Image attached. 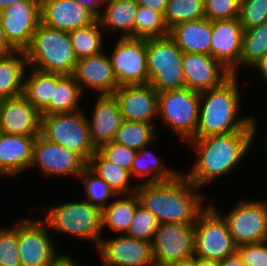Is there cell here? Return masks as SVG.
<instances>
[{
	"mask_svg": "<svg viewBox=\"0 0 267 266\" xmlns=\"http://www.w3.org/2000/svg\"><path fill=\"white\" fill-rule=\"evenodd\" d=\"M241 0H204L205 18L210 21L239 18Z\"/></svg>",
	"mask_w": 267,
	"mask_h": 266,
	"instance_id": "b9f144b4",
	"label": "cell"
},
{
	"mask_svg": "<svg viewBox=\"0 0 267 266\" xmlns=\"http://www.w3.org/2000/svg\"><path fill=\"white\" fill-rule=\"evenodd\" d=\"M136 3L141 6L149 7L162 15L165 13L168 0H136Z\"/></svg>",
	"mask_w": 267,
	"mask_h": 266,
	"instance_id": "bcb514c9",
	"label": "cell"
},
{
	"mask_svg": "<svg viewBox=\"0 0 267 266\" xmlns=\"http://www.w3.org/2000/svg\"><path fill=\"white\" fill-rule=\"evenodd\" d=\"M237 80V74H232L221 85L200 92L198 124L193 139L236 131H255L252 116H238L241 95Z\"/></svg>",
	"mask_w": 267,
	"mask_h": 266,
	"instance_id": "3957f363",
	"label": "cell"
},
{
	"mask_svg": "<svg viewBox=\"0 0 267 266\" xmlns=\"http://www.w3.org/2000/svg\"><path fill=\"white\" fill-rule=\"evenodd\" d=\"M83 92L72 75H63L54 88L53 98L40 112L41 115L69 113L81 110L79 103Z\"/></svg>",
	"mask_w": 267,
	"mask_h": 266,
	"instance_id": "1f68e13d",
	"label": "cell"
},
{
	"mask_svg": "<svg viewBox=\"0 0 267 266\" xmlns=\"http://www.w3.org/2000/svg\"><path fill=\"white\" fill-rule=\"evenodd\" d=\"M264 243L266 244V246H267V237H266V239L264 240Z\"/></svg>",
	"mask_w": 267,
	"mask_h": 266,
	"instance_id": "9f6ffc18",
	"label": "cell"
},
{
	"mask_svg": "<svg viewBox=\"0 0 267 266\" xmlns=\"http://www.w3.org/2000/svg\"><path fill=\"white\" fill-rule=\"evenodd\" d=\"M139 205L140 201L136 193L117 195L115 200L102 210V234L106 226L116 233L126 234Z\"/></svg>",
	"mask_w": 267,
	"mask_h": 266,
	"instance_id": "f546056e",
	"label": "cell"
},
{
	"mask_svg": "<svg viewBox=\"0 0 267 266\" xmlns=\"http://www.w3.org/2000/svg\"><path fill=\"white\" fill-rule=\"evenodd\" d=\"M158 224L155 216L142 205H139L125 235L152 242Z\"/></svg>",
	"mask_w": 267,
	"mask_h": 266,
	"instance_id": "f35d334b",
	"label": "cell"
},
{
	"mask_svg": "<svg viewBox=\"0 0 267 266\" xmlns=\"http://www.w3.org/2000/svg\"><path fill=\"white\" fill-rule=\"evenodd\" d=\"M267 54V22L244 30L240 66L252 67Z\"/></svg>",
	"mask_w": 267,
	"mask_h": 266,
	"instance_id": "e575fe53",
	"label": "cell"
},
{
	"mask_svg": "<svg viewBox=\"0 0 267 266\" xmlns=\"http://www.w3.org/2000/svg\"><path fill=\"white\" fill-rule=\"evenodd\" d=\"M163 18L168 29L182 22L203 19L204 0H168Z\"/></svg>",
	"mask_w": 267,
	"mask_h": 266,
	"instance_id": "d590c367",
	"label": "cell"
},
{
	"mask_svg": "<svg viewBox=\"0 0 267 266\" xmlns=\"http://www.w3.org/2000/svg\"><path fill=\"white\" fill-rule=\"evenodd\" d=\"M78 264L73 260L72 257L65 254L60 256L56 261H54L50 266H77ZM79 266V265H78Z\"/></svg>",
	"mask_w": 267,
	"mask_h": 266,
	"instance_id": "f907efd6",
	"label": "cell"
},
{
	"mask_svg": "<svg viewBox=\"0 0 267 266\" xmlns=\"http://www.w3.org/2000/svg\"><path fill=\"white\" fill-rule=\"evenodd\" d=\"M237 252L245 266H267V246L264 241L240 245Z\"/></svg>",
	"mask_w": 267,
	"mask_h": 266,
	"instance_id": "ee69618b",
	"label": "cell"
},
{
	"mask_svg": "<svg viewBox=\"0 0 267 266\" xmlns=\"http://www.w3.org/2000/svg\"><path fill=\"white\" fill-rule=\"evenodd\" d=\"M97 151L108 161L130 172L137 151L114 141L103 144Z\"/></svg>",
	"mask_w": 267,
	"mask_h": 266,
	"instance_id": "7bdbcfd3",
	"label": "cell"
},
{
	"mask_svg": "<svg viewBox=\"0 0 267 266\" xmlns=\"http://www.w3.org/2000/svg\"><path fill=\"white\" fill-rule=\"evenodd\" d=\"M15 50L8 44L4 30L0 22V55L14 52Z\"/></svg>",
	"mask_w": 267,
	"mask_h": 266,
	"instance_id": "681fc988",
	"label": "cell"
},
{
	"mask_svg": "<svg viewBox=\"0 0 267 266\" xmlns=\"http://www.w3.org/2000/svg\"><path fill=\"white\" fill-rule=\"evenodd\" d=\"M20 1H27V0H0V11Z\"/></svg>",
	"mask_w": 267,
	"mask_h": 266,
	"instance_id": "db71d44e",
	"label": "cell"
},
{
	"mask_svg": "<svg viewBox=\"0 0 267 266\" xmlns=\"http://www.w3.org/2000/svg\"><path fill=\"white\" fill-rule=\"evenodd\" d=\"M219 266H245L239 253L236 251L232 255L227 256L219 261Z\"/></svg>",
	"mask_w": 267,
	"mask_h": 266,
	"instance_id": "7dc6e473",
	"label": "cell"
},
{
	"mask_svg": "<svg viewBox=\"0 0 267 266\" xmlns=\"http://www.w3.org/2000/svg\"><path fill=\"white\" fill-rule=\"evenodd\" d=\"M43 221L50 230L94 242L98 247L102 238V210L85 201L50 205Z\"/></svg>",
	"mask_w": 267,
	"mask_h": 266,
	"instance_id": "5b68a950",
	"label": "cell"
},
{
	"mask_svg": "<svg viewBox=\"0 0 267 266\" xmlns=\"http://www.w3.org/2000/svg\"><path fill=\"white\" fill-rule=\"evenodd\" d=\"M97 253L102 266H154L152 242L135 239L127 235L100 239Z\"/></svg>",
	"mask_w": 267,
	"mask_h": 266,
	"instance_id": "2e32d148",
	"label": "cell"
},
{
	"mask_svg": "<svg viewBox=\"0 0 267 266\" xmlns=\"http://www.w3.org/2000/svg\"><path fill=\"white\" fill-rule=\"evenodd\" d=\"M0 266H21L18 253L17 223L11 228H0Z\"/></svg>",
	"mask_w": 267,
	"mask_h": 266,
	"instance_id": "60d3db41",
	"label": "cell"
},
{
	"mask_svg": "<svg viewBox=\"0 0 267 266\" xmlns=\"http://www.w3.org/2000/svg\"><path fill=\"white\" fill-rule=\"evenodd\" d=\"M123 120L155 124L158 91L151 84L122 85L113 93Z\"/></svg>",
	"mask_w": 267,
	"mask_h": 266,
	"instance_id": "ac0fdd59",
	"label": "cell"
},
{
	"mask_svg": "<svg viewBox=\"0 0 267 266\" xmlns=\"http://www.w3.org/2000/svg\"><path fill=\"white\" fill-rule=\"evenodd\" d=\"M211 24L210 55L236 75L240 66L244 32L239 18L213 20Z\"/></svg>",
	"mask_w": 267,
	"mask_h": 266,
	"instance_id": "e0dca14e",
	"label": "cell"
},
{
	"mask_svg": "<svg viewBox=\"0 0 267 266\" xmlns=\"http://www.w3.org/2000/svg\"><path fill=\"white\" fill-rule=\"evenodd\" d=\"M266 138H264L265 140H264V148H265V150L264 151H266V154H267V135L265 136Z\"/></svg>",
	"mask_w": 267,
	"mask_h": 266,
	"instance_id": "11a10c76",
	"label": "cell"
},
{
	"mask_svg": "<svg viewBox=\"0 0 267 266\" xmlns=\"http://www.w3.org/2000/svg\"><path fill=\"white\" fill-rule=\"evenodd\" d=\"M0 22L8 44L25 51L40 23V0L16 2L0 11Z\"/></svg>",
	"mask_w": 267,
	"mask_h": 266,
	"instance_id": "9a60e30c",
	"label": "cell"
},
{
	"mask_svg": "<svg viewBox=\"0 0 267 266\" xmlns=\"http://www.w3.org/2000/svg\"><path fill=\"white\" fill-rule=\"evenodd\" d=\"M182 172L172 180L137 184L135 193L140 205L149 210L159 224H194L207 208L205 196Z\"/></svg>",
	"mask_w": 267,
	"mask_h": 266,
	"instance_id": "6da1fadb",
	"label": "cell"
},
{
	"mask_svg": "<svg viewBox=\"0 0 267 266\" xmlns=\"http://www.w3.org/2000/svg\"><path fill=\"white\" fill-rule=\"evenodd\" d=\"M209 204L194 223V256L221 261L235 253L237 246L231 237L226 221L217 212L214 203Z\"/></svg>",
	"mask_w": 267,
	"mask_h": 266,
	"instance_id": "9c48e42d",
	"label": "cell"
},
{
	"mask_svg": "<svg viewBox=\"0 0 267 266\" xmlns=\"http://www.w3.org/2000/svg\"><path fill=\"white\" fill-rule=\"evenodd\" d=\"M17 222L18 253L21 266H50L59 255L48 225L42 219Z\"/></svg>",
	"mask_w": 267,
	"mask_h": 266,
	"instance_id": "30bf717a",
	"label": "cell"
},
{
	"mask_svg": "<svg viewBox=\"0 0 267 266\" xmlns=\"http://www.w3.org/2000/svg\"><path fill=\"white\" fill-rule=\"evenodd\" d=\"M200 92L189 88L158 92L157 117L188 143L196 133Z\"/></svg>",
	"mask_w": 267,
	"mask_h": 266,
	"instance_id": "ba28073f",
	"label": "cell"
},
{
	"mask_svg": "<svg viewBox=\"0 0 267 266\" xmlns=\"http://www.w3.org/2000/svg\"><path fill=\"white\" fill-rule=\"evenodd\" d=\"M149 84L158 92L185 88L183 52L169 37L147 39Z\"/></svg>",
	"mask_w": 267,
	"mask_h": 266,
	"instance_id": "8992f818",
	"label": "cell"
},
{
	"mask_svg": "<svg viewBox=\"0 0 267 266\" xmlns=\"http://www.w3.org/2000/svg\"><path fill=\"white\" fill-rule=\"evenodd\" d=\"M41 113L22 94L0 100V132L21 135H40Z\"/></svg>",
	"mask_w": 267,
	"mask_h": 266,
	"instance_id": "d6986e66",
	"label": "cell"
},
{
	"mask_svg": "<svg viewBox=\"0 0 267 266\" xmlns=\"http://www.w3.org/2000/svg\"><path fill=\"white\" fill-rule=\"evenodd\" d=\"M194 224H158L152 241V253L157 266H174L194 256Z\"/></svg>",
	"mask_w": 267,
	"mask_h": 266,
	"instance_id": "4fadbf2b",
	"label": "cell"
},
{
	"mask_svg": "<svg viewBox=\"0 0 267 266\" xmlns=\"http://www.w3.org/2000/svg\"><path fill=\"white\" fill-rule=\"evenodd\" d=\"M156 124H149L138 121L123 120L120 128L116 131L114 142L127 146L130 149L139 151L149 146L159 136L155 127Z\"/></svg>",
	"mask_w": 267,
	"mask_h": 266,
	"instance_id": "d6a6232c",
	"label": "cell"
},
{
	"mask_svg": "<svg viewBox=\"0 0 267 266\" xmlns=\"http://www.w3.org/2000/svg\"><path fill=\"white\" fill-rule=\"evenodd\" d=\"M256 124L253 117L255 131H236L190 140L187 144L195 149L197 158L191 171L184 176L200 189L215 178L232 172L251 148L257 135Z\"/></svg>",
	"mask_w": 267,
	"mask_h": 266,
	"instance_id": "7a4b0ae2",
	"label": "cell"
},
{
	"mask_svg": "<svg viewBox=\"0 0 267 266\" xmlns=\"http://www.w3.org/2000/svg\"><path fill=\"white\" fill-rule=\"evenodd\" d=\"M239 21L243 30L267 22V0H241Z\"/></svg>",
	"mask_w": 267,
	"mask_h": 266,
	"instance_id": "ab89813d",
	"label": "cell"
},
{
	"mask_svg": "<svg viewBox=\"0 0 267 266\" xmlns=\"http://www.w3.org/2000/svg\"><path fill=\"white\" fill-rule=\"evenodd\" d=\"M146 46L144 38L120 36L117 40L109 58L119 86L149 83Z\"/></svg>",
	"mask_w": 267,
	"mask_h": 266,
	"instance_id": "7c38bea8",
	"label": "cell"
},
{
	"mask_svg": "<svg viewBox=\"0 0 267 266\" xmlns=\"http://www.w3.org/2000/svg\"><path fill=\"white\" fill-rule=\"evenodd\" d=\"M26 70L28 64L24 51L0 55V100L23 94Z\"/></svg>",
	"mask_w": 267,
	"mask_h": 266,
	"instance_id": "484cf974",
	"label": "cell"
},
{
	"mask_svg": "<svg viewBox=\"0 0 267 266\" xmlns=\"http://www.w3.org/2000/svg\"><path fill=\"white\" fill-rule=\"evenodd\" d=\"M185 88L203 92L221 85L232 73L210 54L183 53Z\"/></svg>",
	"mask_w": 267,
	"mask_h": 266,
	"instance_id": "ffe728a7",
	"label": "cell"
},
{
	"mask_svg": "<svg viewBox=\"0 0 267 266\" xmlns=\"http://www.w3.org/2000/svg\"><path fill=\"white\" fill-rule=\"evenodd\" d=\"M199 266H219V261L199 258Z\"/></svg>",
	"mask_w": 267,
	"mask_h": 266,
	"instance_id": "f5cc1de1",
	"label": "cell"
},
{
	"mask_svg": "<svg viewBox=\"0 0 267 266\" xmlns=\"http://www.w3.org/2000/svg\"><path fill=\"white\" fill-rule=\"evenodd\" d=\"M102 8L98 18L102 28L111 32L123 31L121 37H135L136 0H108Z\"/></svg>",
	"mask_w": 267,
	"mask_h": 266,
	"instance_id": "4316f807",
	"label": "cell"
},
{
	"mask_svg": "<svg viewBox=\"0 0 267 266\" xmlns=\"http://www.w3.org/2000/svg\"><path fill=\"white\" fill-rule=\"evenodd\" d=\"M96 19L76 0H40V23L50 28L71 32Z\"/></svg>",
	"mask_w": 267,
	"mask_h": 266,
	"instance_id": "7402d4cb",
	"label": "cell"
},
{
	"mask_svg": "<svg viewBox=\"0 0 267 266\" xmlns=\"http://www.w3.org/2000/svg\"><path fill=\"white\" fill-rule=\"evenodd\" d=\"M174 266H199V258L192 256L176 263Z\"/></svg>",
	"mask_w": 267,
	"mask_h": 266,
	"instance_id": "816d5d0a",
	"label": "cell"
},
{
	"mask_svg": "<svg viewBox=\"0 0 267 266\" xmlns=\"http://www.w3.org/2000/svg\"><path fill=\"white\" fill-rule=\"evenodd\" d=\"M83 112L41 115L40 135L78 153L88 162L97 149L91 142L87 116Z\"/></svg>",
	"mask_w": 267,
	"mask_h": 266,
	"instance_id": "52a82bcc",
	"label": "cell"
},
{
	"mask_svg": "<svg viewBox=\"0 0 267 266\" xmlns=\"http://www.w3.org/2000/svg\"><path fill=\"white\" fill-rule=\"evenodd\" d=\"M168 34L169 29L160 12L138 5L135 17V37L150 39L165 37Z\"/></svg>",
	"mask_w": 267,
	"mask_h": 266,
	"instance_id": "8d00e7d4",
	"label": "cell"
},
{
	"mask_svg": "<svg viewBox=\"0 0 267 266\" xmlns=\"http://www.w3.org/2000/svg\"><path fill=\"white\" fill-rule=\"evenodd\" d=\"M91 119L87 117L90 139L98 149L103 144L114 140L116 131L120 128L123 117L119 103L113 94L97 95Z\"/></svg>",
	"mask_w": 267,
	"mask_h": 266,
	"instance_id": "603a6c76",
	"label": "cell"
},
{
	"mask_svg": "<svg viewBox=\"0 0 267 266\" xmlns=\"http://www.w3.org/2000/svg\"><path fill=\"white\" fill-rule=\"evenodd\" d=\"M99 19L68 32L74 54L78 59L103 53V37ZM101 31V32H100Z\"/></svg>",
	"mask_w": 267,
	"mask_h": 266,
	"instance_id": "836d02e7",
	"label": "cell"
},
{
	"mask_svg": "<svg viewBox=\"0 0 267 266\" xmlns=\"http://www.w3.org/2000/svg\"><path fill=\"white\" fill-rule=\"evenodd\" d=\"M252 69L258 70L264 82L267 83V54L253 65Z\"/></svg>",
	"mask_w": 267,
	"mask_h": 266,
	"instance_id": "c3c4849f",
	"label": "cell"
},
{
	"mask_svg": "<svg viewBox=\"0 0 267 266\" xmlns=\"http://www.w3.org/2000/svg\"><path fill=\"white\" fill-rule=\"evenodd\" d=\"M36 137L0 132V176L16 177L23 171L31 169Z\"/></svg>",
	"mask_w": 267,
	"mask_h": 266,
	"instance_id": "cb8c5ba5",
	"label": "cell"
},
{
	"mask_svg": "<svg viewBox=\"0 0 267 266\" xmlns=\"http://www.w3.org/2000/svg\"><path fill=\"white\" fill-rule=\"evenodd\" d=\"M87 167L103 179L116 195H129L136 192L137 184H130V172L108 161L98 151L92 155Z\"/></svg>",
	"mask_w": 267,
	"mask_h": 266,
	"instance_id": "f1b7e54d",
	"label": "cell"
},
{
	"mask_svg": "<svg viewBox=\"0 0 267 266\" xmlns=\"http://www.w3.org/2000/svg\"><path fill=\"white\" fill-rule=\"evenodd\" d=\"M83 182L87 202L103 210L108 204L107 200L117 195L109 187V185L96 174H94L88 167L79 176Z\"/></svg>",
	"mask_w": 267,
	"mask_h": 266,
	"instance_id": "74e56055",
	"label": "cell"
},
{
	"mask_svg": "<svg viewBox=\"0 0 267 266\" xmlns=\"http://www.w3.org/2000/svg\"><path fill=\"white\" fill-rule=\"evenodd\" d=\"M226 221L231 237L238 247L263 242L267 237V199L239 201L227 214L217 211Z\"/></svg>",
	"mask_w": 267,
	"mask_h": 266,
	"instance_id": "8fae6325",
	"label": "cell"
},
{
	"mask_svg": "<svg viewBox=\"0 0 267 266\" xmlns=\"http://www.w3.org/2000/svg\"><path fill=\"white\" fill-rule=\"evenodd\" d=\"M88 162L78 153L38 135L34 141L30 167H39L45 176L79 177Z\"/></svg>",
	"mask_w": 267,
	"mask_h": 266,
	"instance_id": "5bb4252c",
	"label": "cell"
},
{
	"mask_svg": "<svg viewBox=\"0 0 267 266\" xmlns=\"http://www.w3.org/2000/svg\"><path fill=\"white\" fill-rule=\"evenodd\" d=\"M72 76L83 94L84 88L88 87L98 95H111L119 87L109 55L104 52L78 59Z\"/></svg>",
	"mask_w": 267,
	"mask_h": 266,
	"instance_id": "44dd1931",
	"label": "cell"
},
{
	"mask_svg": "<svg viewBox=\"0 0 267 266\" xmlns=\"http://www.w3.org/2000/svg\"><path fill=\"white\" fill-rule=\"evenodd\" d=\"M147 147H143L137 151L130 170L131 178L132 176L145 178L143 182L136 184L168 181L174 179L181 173V171L178 172V170L168 167L163 160L153 152L148 151Z\"/></svg>",
	"mask_w": 267,
	"mask_h": 266,
	"instance_id": "83f0119b",
	"label": "cell"
},
{
	"mask_svg": "<svg viewBox=\"0 0 267 266\" xmlns=\"http://www.w3.org/2000/svg\"><path fill=\"white\" fill-rule=\"evenodd\" d=\"M168 36L183 53L210 54L212 24L207 18L179 23Z\"/></svg>",
	"mask_w": 267,
	"mask_h": 266,
	"instance_id": "d4e9b609",
	"label": "cell"
},
{
	"mask_svg": "<svg viewBox=\"0 0 267 266\" xmlns=\"http://www.w3.org/2000/svg\"><path fill=\"white\" fill-rule=\"evenodd\" d=\"M28 68L72 75L77 58L68 32L39 23L29 47L24 51Z\"/></svg>",
	"mask_w": 267,
	"mask_h": 266,
	"instance_id": "277c9868",
	"label": "cell"
},
{
	"mask_svg": "<svg viewBox=\"0 0 267 266\" xmlns=\"http://www.w3.org/2000/svg\"><path fill=\"white\" fill-rule=\"evenodd\" d=\"M30 72L28 77L24 76L23 95L41 112L53 98L56 82L63 75L34 68Z\"/></svg>",
	"mask_w": 267,
	"mask_h": 266,
	"instance_id": "4dcf8cb0",
	"label": "cell"
},
{
	"mask_svg": "<svg viewBox=\"0 0 267 266\" xmlns=\"http://www.w3.org/2000/svg\"><path fill=\"white\" fill-rule=\"evenodd\" d=\"M87 10H89L97 19L101 16L102 10L100 6L104 5L102 0H76Z\"/></svg>",
	"mask_w": 267,
	"mask_h": 266,
	"instance_id": "f6af8a7d",
	"label": "cell"
}]
</instances>
